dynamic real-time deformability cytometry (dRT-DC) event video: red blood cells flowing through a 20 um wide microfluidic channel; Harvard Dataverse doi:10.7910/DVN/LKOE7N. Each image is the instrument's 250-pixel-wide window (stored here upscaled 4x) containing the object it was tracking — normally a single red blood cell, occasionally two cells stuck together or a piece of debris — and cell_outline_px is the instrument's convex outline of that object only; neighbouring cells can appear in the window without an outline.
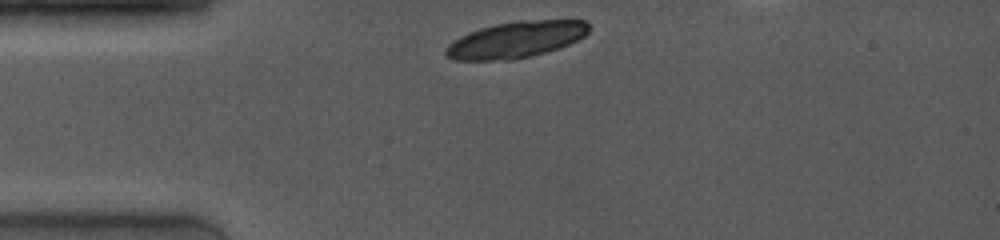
{"species": "common noctule bat (a hibernating species)", "species_latin": "Nyctalus noctula", "temperature_condition": "room temperature", "stored_images_in_passage": 3, "camera_frame_rate_fps": 4000, "um_per_image_px": 0.085, "animal": {"sex": "female", "body_mass_g": 19.0, "forearm_length_mm": 53.3}, "frame": {"image": 1, "passage_image": 1, "time_ms": 0.0, "image_size_px": [1000, 240], "cell_outline_px": [[588, 32], [584, 36], [568, 44], [544, 52], [516, 60], [452, 60], [444, 56], [444, 48], [448, 44], [460, 36], [468, 32], [480, 28], [496, 24], [516, 20], [588, 20]], "centroid_in_image_um": [43.8, 3.37], "position_along_channel_um": 41.2, "area_um2": 30.4}}